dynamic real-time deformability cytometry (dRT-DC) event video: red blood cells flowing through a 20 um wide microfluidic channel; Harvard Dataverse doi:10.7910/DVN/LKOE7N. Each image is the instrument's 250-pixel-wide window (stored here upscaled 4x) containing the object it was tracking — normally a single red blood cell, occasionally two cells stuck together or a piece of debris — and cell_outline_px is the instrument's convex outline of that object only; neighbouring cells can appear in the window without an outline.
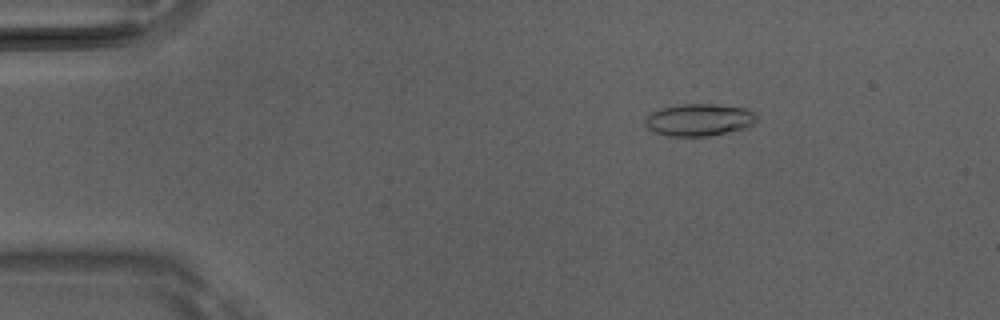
{"species": "Egyptian fruit bat (a non-hibernating species)", "species_latin": "Rousettus aegyptiacus", "temperature_condition": "room temperature", "stored_images_in_passage": 45, "camera_frame_rate_fps": 3000, "um_per_image_px": 0.085, "animal": {"sex": "male"}, "frame": {"image": 1, "passage_image": 3, "time_ms": 0.667, "image_size_px": [1000, 320], "cell_outline_px": [[756, 120], [752, 124], [740, 128], [708, 136], [668, 136], [656, 132], [648, 128], [644, 124], [644, 120], [652, 112], [660, 108], [676, 104], [716, 104], [744, 108], [752, 112], [756, 116]], "centroid_in_image_um": [59.35, 10.17], "position_along_channel_um": 25.7, "area_um2": 20.58}}
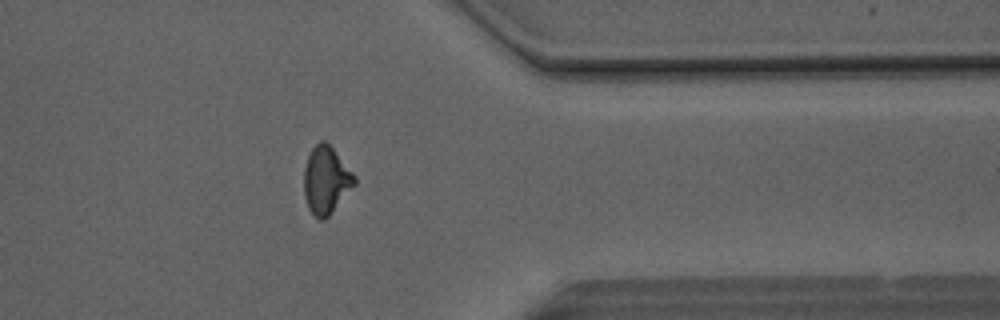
{"frame": {"image": 2, "passage_image": 35, "time_ms": 11.333, "image_size_px": [1000, 320], "cell_outline_px": [[356, 184], [328, 216], [324, 220], [320, 220], [312, 216], [308, 208], [304, 196], [304, 168], [308, 156], [312, 148], [320, 140], [324, 140], [332, 148], [356, 176]], "centroid_in_image_um": [27.7, 15.34], "position_along_channel_um": 383.7, "area_um2": 19.83}}
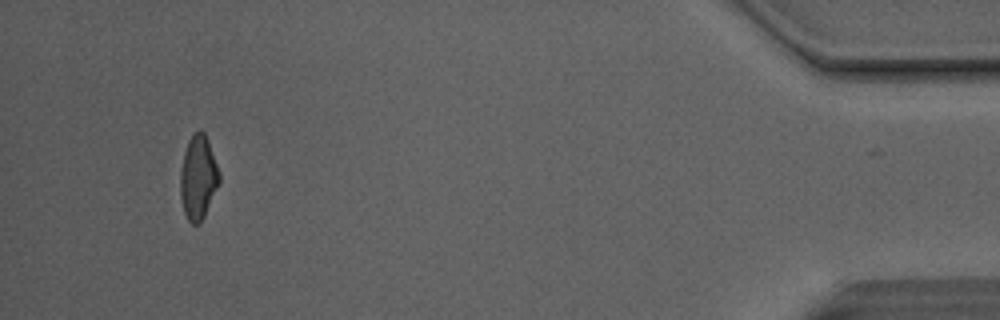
{"frame": {"image": 3, "passage_image": 42, "time_ms": 13.667, "image_size_px": [1000, 320], "cell_outline_px": [[220, 180], [204, 216], [200, 224], [192, 224], [188, 220], [184, 212], [180, 196], [180, 172], [184, 152], [188, 140], [200, 128], [204, 132], [208, 140], [220, 176]], "centroid_in_image_um": [16.82, 15.09], "position_along_channel_um": 418.4, "area_um2": 18.84}, "authors_computed_cell_mechanics": {"area_um2": 19.4786, "velocity_mm_per_s": 4.1495, "shape_relaxation_time_tau1_ms": 3.2053, "shape_relaxation_time_tau2_ms": 2.0342, "deformation_change_tau1": 0.1661, "deformation_change_tau2": 0.0933}}